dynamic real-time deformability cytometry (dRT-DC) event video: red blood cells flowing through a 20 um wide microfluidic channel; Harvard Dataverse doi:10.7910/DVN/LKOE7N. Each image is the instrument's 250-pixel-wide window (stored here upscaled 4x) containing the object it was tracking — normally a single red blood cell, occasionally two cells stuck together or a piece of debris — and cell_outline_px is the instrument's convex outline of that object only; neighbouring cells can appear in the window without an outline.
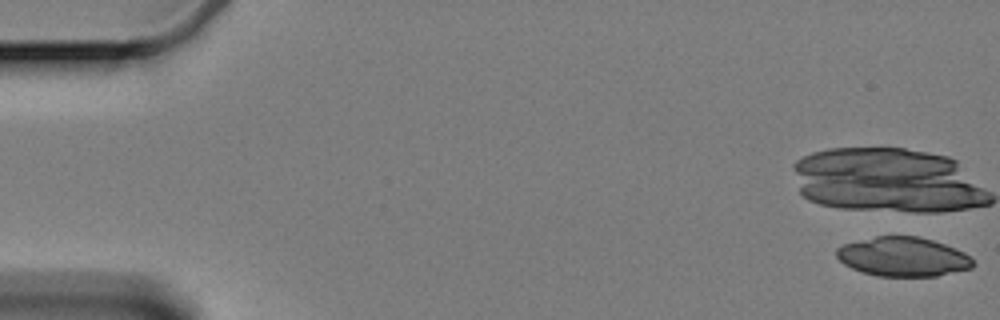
{"species": "Egyptian fruit bat (a non-hibernating species)", "species_latin": "Rousettus aegyptiacus", "temperature_condition": "cold", "stored_images_in_passage": 9, "camera_frame_rate_fps": 3000, "um_per_image_px": 0.085, "animal": {"sex": "female"}, "frame": {"image": 1, "passage_image": 1, "time_ms": 0.0, "image_size_px": [1000, 320], "cell_outline_px": [[976, 264], [972, 268], [936, 276], [876, 276], [852, 268], [844, 264], [836, 256], [836, 248], [844, 244], [876, 236], [920, 236], [944, 244], [964, 252]], "centroid_in_image_um": [76.76, 21.82], "position_along_channel_um": 8.2, "area_um2": 31.1}}